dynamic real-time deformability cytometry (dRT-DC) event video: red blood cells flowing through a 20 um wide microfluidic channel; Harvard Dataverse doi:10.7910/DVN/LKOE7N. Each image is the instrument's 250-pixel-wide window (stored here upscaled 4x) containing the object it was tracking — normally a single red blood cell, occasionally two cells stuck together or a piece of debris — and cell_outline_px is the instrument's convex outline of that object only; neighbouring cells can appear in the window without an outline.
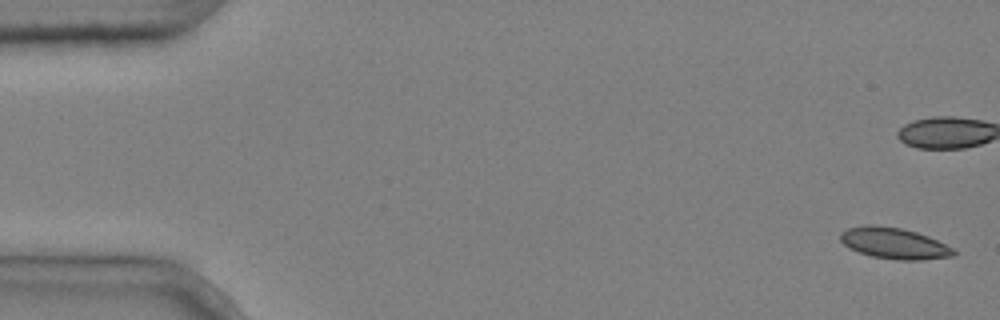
{"species": "common noctule bat (a hibernating species)", "species_latin": "Nyctalus noctula", "temperature_condition": "cold", "stored_images_in_passage": 9, "camera_frame_rate_fps": 3000, "um_per_image_px": 0.085, "animal": {"sex": "male", "body_mass_g": 20.4}, "frame": {"image": 1, "passage_image": 1, "time_ms": 0.0, "image_size_px": [1000, 320], "cell_outline_px": [[956, 256], [920, 260], [896, 260], [872, 256], [848, 248], [840, 240], [840, 232], [848, 228], [868, 224], [872, 224], [900, 228], [916, 232], [928, 236], [952, 248], [956, 252]], "centroid_in_image_um": [75.98, 20.68], "position_along_channel_um": 9.0, "area_um2": 20.52}}
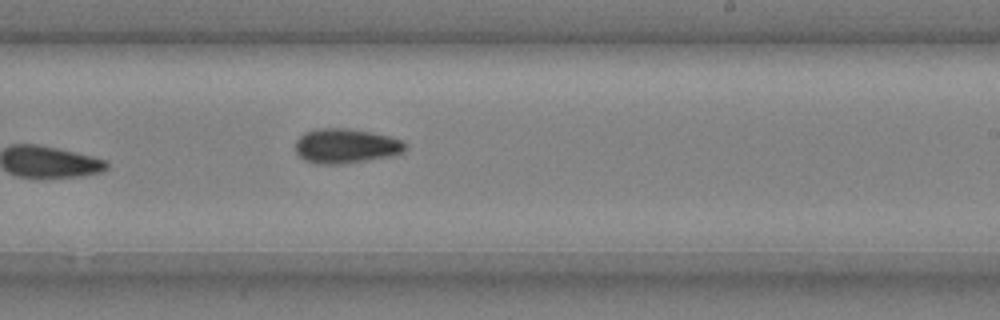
{"frame": {"image": 2, "passage_image": 9, "time_ms": 2.667, "image_size_px": [1000, 320], "cell_outline_px": [[408, 148], [404, 152], [396, 156], [344, 164], [316, 164], [304, 160], [296, 152], [296, 140], [304, 132], [316, 128], [348, 128], [372, 132], [404, 140], [408, 144]], "centroid_in_image_um": [29.46, 12.41], "position_along_channel_um": 259.5, "area_um2": 22.77}}